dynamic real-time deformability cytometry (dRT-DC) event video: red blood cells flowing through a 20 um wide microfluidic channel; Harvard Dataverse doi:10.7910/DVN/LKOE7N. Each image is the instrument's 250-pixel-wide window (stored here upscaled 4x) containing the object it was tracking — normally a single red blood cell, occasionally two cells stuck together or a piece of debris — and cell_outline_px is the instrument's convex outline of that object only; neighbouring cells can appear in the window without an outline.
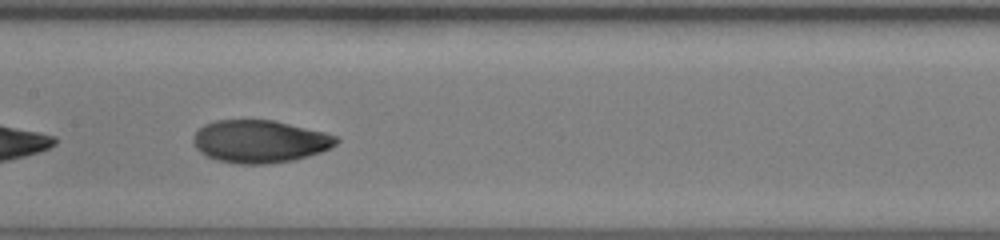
{"species": "human", "species_latin": "Homo sapiens", "temperature_condition": "room temperature", "stored_images_in_passage": 16, "camera_frame_rate_fps": 3000, "um_per_image_px": 0.085, "donor": {"sex": "female"}, "frame": {"image": 1, "passage_image": 14, "time_ms": 4.333, "image_size_px": [1000, 240], "cell_outline_px": [[340, 140], [336, 144], [320, 152], [292, 160], [268, 164], [236, 164], [216, 160], [200, 152], [196, 148], [192, 140], [192, 136], [204, 124], [216, 120], [272, 120], [324, 132], [340, 136]], "centroid_in_image_um": [22.06, 12.02], "position_along_channel_um": 185.3, "area_um2": 35.49}}